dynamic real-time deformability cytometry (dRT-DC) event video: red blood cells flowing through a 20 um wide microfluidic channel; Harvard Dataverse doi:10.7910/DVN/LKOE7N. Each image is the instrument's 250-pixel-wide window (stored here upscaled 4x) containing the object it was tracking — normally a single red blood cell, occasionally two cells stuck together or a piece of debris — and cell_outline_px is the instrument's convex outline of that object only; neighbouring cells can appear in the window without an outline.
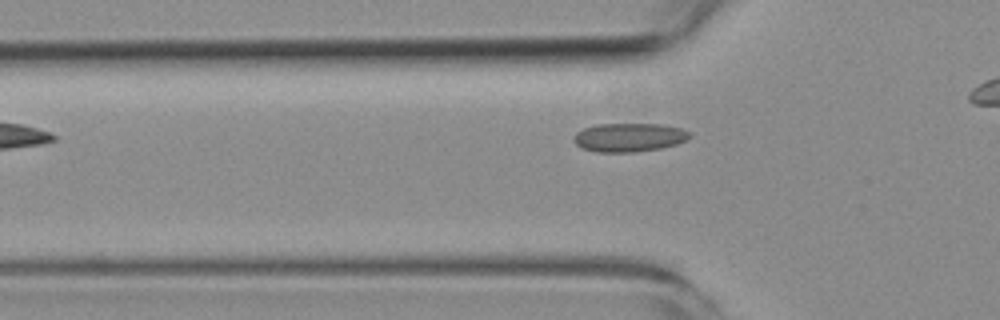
{"species": "common noctule bat (a hibernating species)", "species_latin": "Nyctalus noctula", "temperature_condition": "room temperature", "stored_images_in_passage": 4, "camera_frame_rate_fps": 3000, "um_per_image_px": 0.085, "animal": {"sex": "female", "body_mass_g": 19.3, "forearm_length_mm": 54.1}, "frame": {"image": 1, "passage_image": 4, "time_ms": 3.667, "image_size_px": [1000, 320], "cell_outline_px": [[692, 136], [676, 144], [660, 148], [636, 152], [596, 152], [580, 148], [572, 140], [572, 136], [576, 132], [584, 128], [596, 124], [660, 124], [680, 128], [692, 132]], "centroid_in_image_um": [53.43, 11.68], "position_along_channel_um": 72.4, "area_um2": 19.54}}